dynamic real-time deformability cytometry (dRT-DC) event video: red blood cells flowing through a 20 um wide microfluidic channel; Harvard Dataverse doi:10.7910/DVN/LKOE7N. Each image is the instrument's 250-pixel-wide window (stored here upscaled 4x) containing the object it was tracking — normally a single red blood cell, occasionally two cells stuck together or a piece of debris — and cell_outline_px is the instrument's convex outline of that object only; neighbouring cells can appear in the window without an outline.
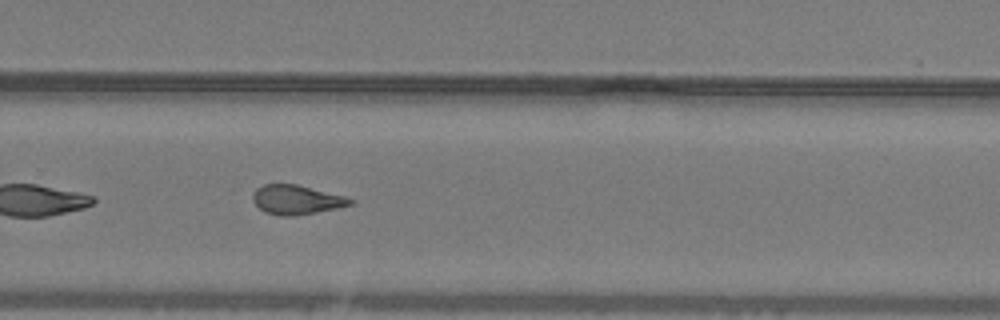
{"species": "common noctule bat (a hibernating species)", "species_latin": "Nyctalus noctula", "temperature_condition": "warm", "stored_images_in_passage": 47, "camera_frame_rate_fps": 3000, "um_per_image_px": 0.085, "animal": {"sex": "male", "body_mass_g": 19.2, "forearm_length_mm": 51.8}, "frame": {"image": 1, "passage_image": 34, "time_ms": 11.0, "image_size_px": [1000, 320], "cell_outline_px": [[356, 200], [352, 204], [336, 208], [296, 216], [280, 216], [264, 212], [252, 200], [252, 196], [256, 188], [264, 184], [296, 184], [344, 196]], "centroid_in_image_um": [25.18, 16.98], "position_along_channel_um": 304.6, "area_um2": 16.59}, "authors_computed_cell_mechanics": {"area_um2": 18.8428, "velocity_mm_per_s": 4.0506, "shape_relaxation_time_tau1_ms": null, "shape_relaxation_time_tau2_ms": 2.3928, "deformation_change_tau1": null, "deformation_change_tau2": 0.1115}}